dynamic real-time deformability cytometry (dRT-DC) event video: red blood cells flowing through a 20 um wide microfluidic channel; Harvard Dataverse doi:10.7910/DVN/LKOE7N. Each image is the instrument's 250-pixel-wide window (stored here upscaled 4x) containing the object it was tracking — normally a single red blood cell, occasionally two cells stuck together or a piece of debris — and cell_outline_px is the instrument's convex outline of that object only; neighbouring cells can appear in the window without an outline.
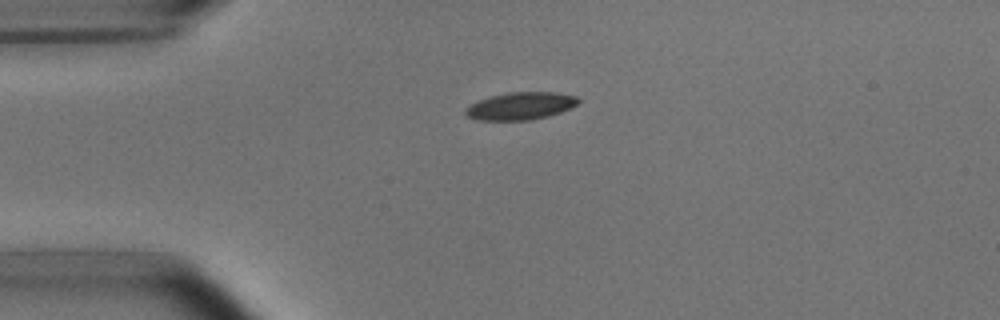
{"species": "common noctule bat (a hibernating species)", "species_latin": "Nyctalus noctula", "temperature_condition": "room temperature", "stored_images_in_passage": 42, "camera_frame_rate_fps": 3000, "um_per_image_px": 0.085, "animal": {"sex": "male", "body_mass_g": 15.6}, "frame": {"image": 1, "passage_image": 2, "time_ms": 0.333, "image_size_px": [1000, 320], "cell_outline_px": [[580, 100], [576, 104], [560, 112], [548, 116], [528, 120], [480, 120], [468, 116], [464, 112], [464, 108], [480, 100], [492, 96], [508, 92], [556, 92], [576, 96]], "centroid_in_image_um": [44.24, 9.0], "position_along_channel_um": 40.8, "area_um2": 17.8}}
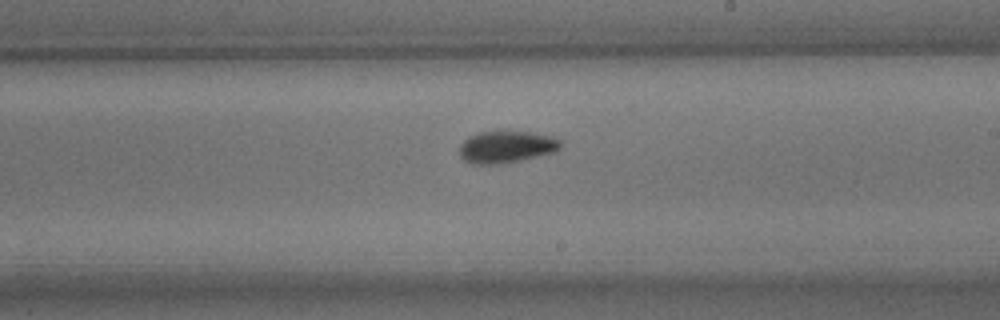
{"frame": {"image": 2, "passage_image": 20, "time_ms": 6.333, "image_size_px": [1000, 320], "cell_outline_px": [[560, 148], [556, 152], [520, 160], [496, 164], [472, 164], [464, 160], [460, 156], [460, 144], [468, 136], [480, 132], [496, 128], [532, 132], [552, 136], [560, 140]], "centroid_in_image_um": [43.02, 12.43], "position_along_channel_um": 246.0, "area_um2": 19.48}}
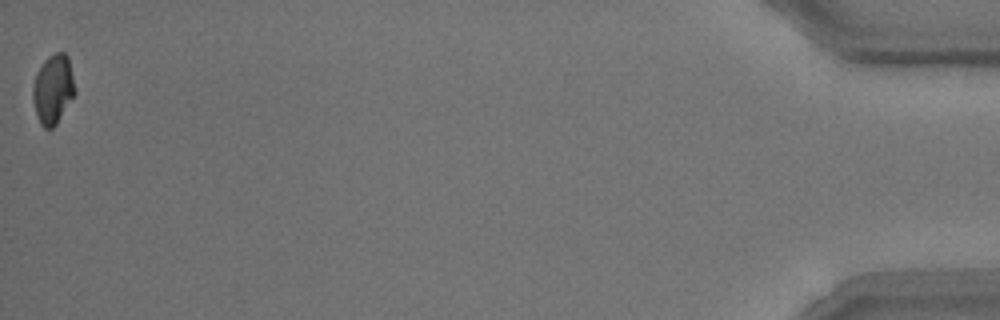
{"frame": {"image": 3, "passage_image": 42, "time_ms": 13.667, "image_size_px": [1000, 320], "cell_outline_px": [[76, 92], [56, 124], [52, 128], [44, 128], [40, 124], [36, 116], [32, 100], [32, 88], [36, 72], [44, 60], [48, 56], [56, 52], [64, 52], [68, 56]], "centroid_in_image_um": [4.48, 7.57], "position_along_channel_um": 430.7, "area_um2": 17.11}, "authors_computed_cell_mechanics": {"area_um2": 18.1781, "velocity_mm_per_s": 3.7974, "shape_relaxation_time_tau1_ms": 2.9675, "shape_relaxation_time_tau2_ms": 2.466, "deformation_change_tau1": 0.1138, "deformation_change_tau2": 0.0749}}